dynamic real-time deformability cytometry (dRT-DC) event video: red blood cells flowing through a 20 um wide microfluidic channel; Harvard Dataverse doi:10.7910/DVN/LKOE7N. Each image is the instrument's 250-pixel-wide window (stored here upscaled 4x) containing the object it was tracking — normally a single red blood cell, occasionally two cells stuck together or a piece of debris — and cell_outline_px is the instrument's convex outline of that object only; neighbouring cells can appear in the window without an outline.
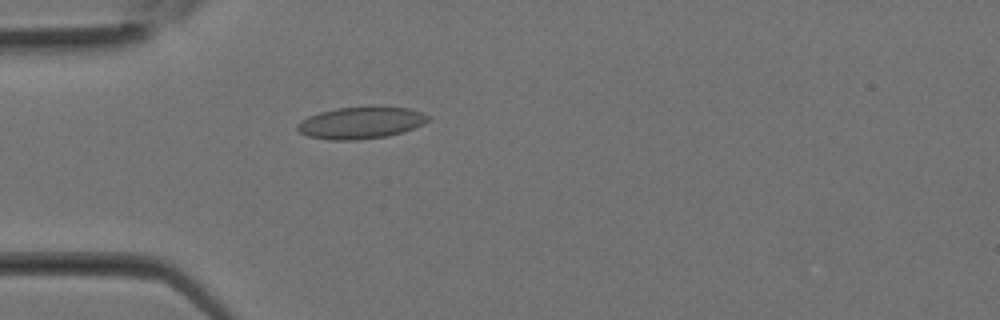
{"species": "Egyptian fruit bat (a non-hibernating species)", "species_latin": "Rousettus aegyptiacus", "temperature_condition": "room temperature", "stored_images_in_passage": 21, "camera_frame_rate_fps": 3000, "um_per_image_px": 0.085, "animal": {"sex": "female"}, "frame": {"image": 1, "passage_image": 1, "time_ms": 0.0, "image_size_px": [1000, 320], "cell_outline_px": [[432, 116], [424, 124], [388, 136], [356, 140], [332, 140], [308, 136], [300, 132], [296, 128], [296, 124], [308, 116], [320, 112], [336, 108], [412, 108]], "centroid_in_image_um": [30.66, 10.45], "position_along_channel_um": 54.3, "area_um2": 23.87}}
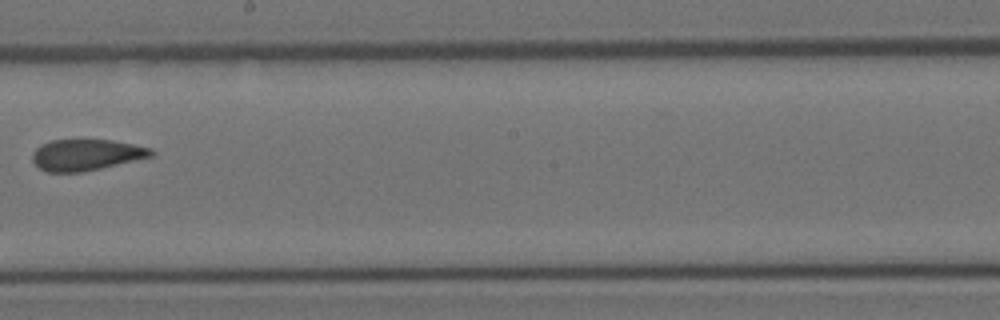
{"frame": {"image": 2, "passage_image": 9, "time_ms": 2.667, "image_size_px": [1000, 320], "cell_outline_px": [[156, 156], [84, 172], [48, 172], [40, 168], [32, 160], [32, 152], [40, 144], [52, 140], [112, 140], [152, 148], [156, 152]], "centroid_in_image_um": [7.37, 13.16], "position_along_channel_um": 240.8, "area_um2": 21.85}}
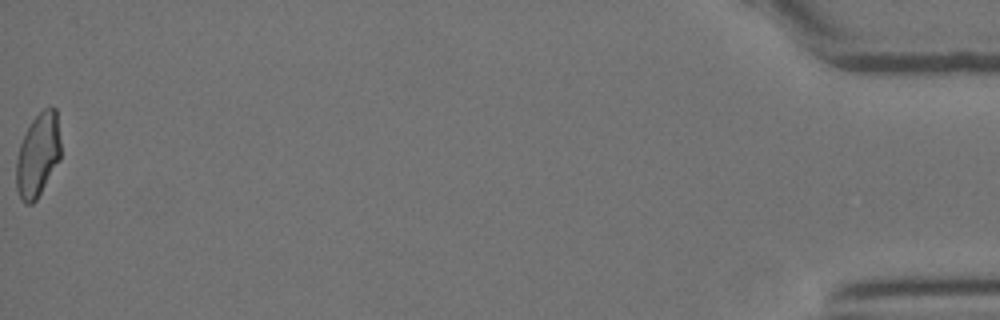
{"frame": {"image": 3, "passage_image": 21, "time_ms": 6.667, "image_size_px": [1000, 320], "cell_outline_px": [[60, 160], [36, 200], [32, 204], [24, 204], [20, 200], [16, 188], [16, 160], [20, 144], [32, 120], [44, 108], [56, 108], [60, 140]], "centroid_in_image_um": [3.21, 13.22], "position_along_channel_um": 432.0, "area_um2": 21.62}}